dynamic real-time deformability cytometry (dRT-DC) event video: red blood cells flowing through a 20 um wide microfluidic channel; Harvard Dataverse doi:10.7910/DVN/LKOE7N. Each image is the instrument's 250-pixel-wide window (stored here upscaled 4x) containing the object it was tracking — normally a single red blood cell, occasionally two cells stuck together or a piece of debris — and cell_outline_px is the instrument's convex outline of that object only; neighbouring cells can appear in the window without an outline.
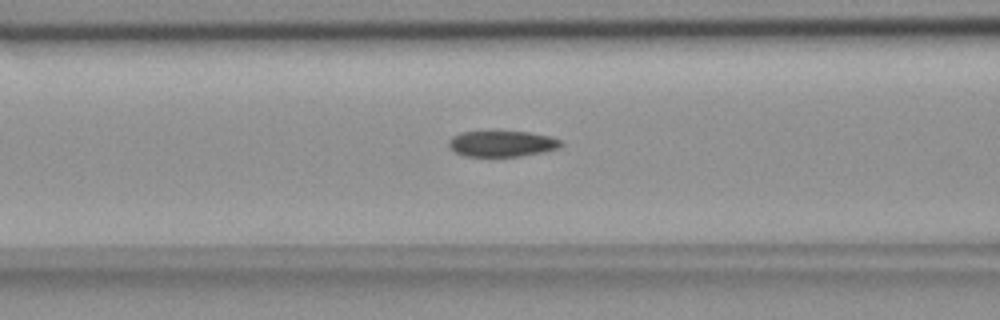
{"species": "common noctule bat (a hibernating species)", "species_latin": "Nyctalus noctula", "temperature_condition": "room temperature", "stored_images_in_passage": 34, "camera_frame_rate_fps": 3000, "um_per_image_px": 0.085, "animal": {"sex": "female", "body_mass_g": 18.4}, "frame": {"image": 1, "passage_image": 6, "time_ms": 1.667, "image_size_px": [1000, 320], "cell_outline_px": [[564, 144], [560, 148], [520, 156], [464, 156], [456, 152], [448, 144], [448, 140], [452, 136], [460, 132], [528, 132], [548, 136], [560, 140]], "centroid_in_image_um": [42.66, 12.21], "position_along_channel_um": 123.9, "area_um2": 16.7}}
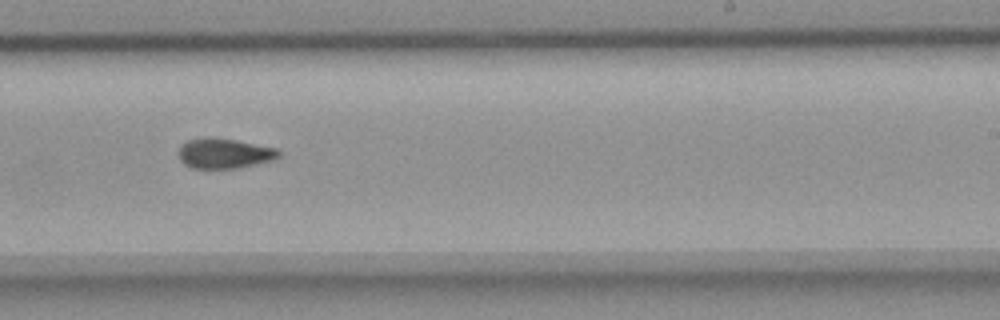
{"frame": {"image": 2, "passage_image": 18, "time_ms": 5.667, "image_size_px": [1000, 320], "cell_outline_px": [[280, 156], [272, 160], [236, 168], [192, 168], [184, 164], [180, 160], [180, 148], [188, 140], [204, 136], [212, 136], [236, 140], [276, 148], [280, 152]], "centroid_in_image_um": [19.06, 13.02], "position_along_channel_um": 269.9, "area_um2": 17.46}}
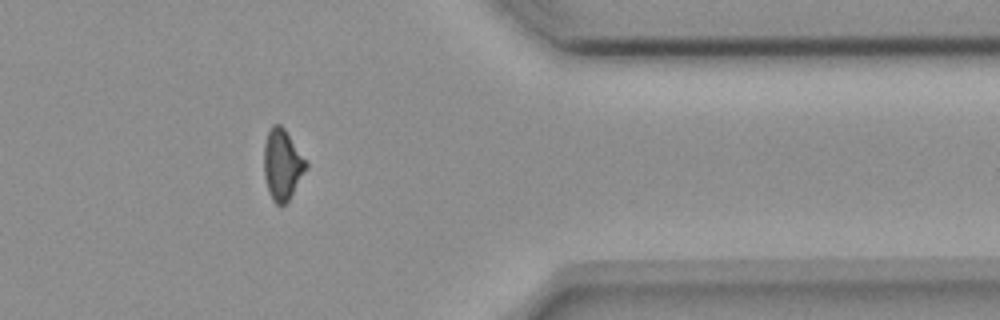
{"frame": {"image": 3, "passage_image": 29, "time_ms": 9.333, "image_size_px": [1000, 320], "cell_outline_px": [[308, 164], [288, 200], [284, 204], [276, 204], [272, 200], [264, 176], [264, 144], [268, 132], [272, 124], [280, 124], [284, 128]], "centroid_in_image_um": [23.96, 13.96], "position_along_channel_um": 387.4, "area_um2": 16.82}, "authors_computed_cell_mechanics": {"area_um2": 17.7446, "velocity_mm_per_s": 3.6674, "shape_relaxation_time_tau1_ms": 9.7731, "shape_relaxation_time_tau2_ms": 3.675, "deformation_change_tau1": 0.1993, "deformation_change_tau2": 0.1037}}